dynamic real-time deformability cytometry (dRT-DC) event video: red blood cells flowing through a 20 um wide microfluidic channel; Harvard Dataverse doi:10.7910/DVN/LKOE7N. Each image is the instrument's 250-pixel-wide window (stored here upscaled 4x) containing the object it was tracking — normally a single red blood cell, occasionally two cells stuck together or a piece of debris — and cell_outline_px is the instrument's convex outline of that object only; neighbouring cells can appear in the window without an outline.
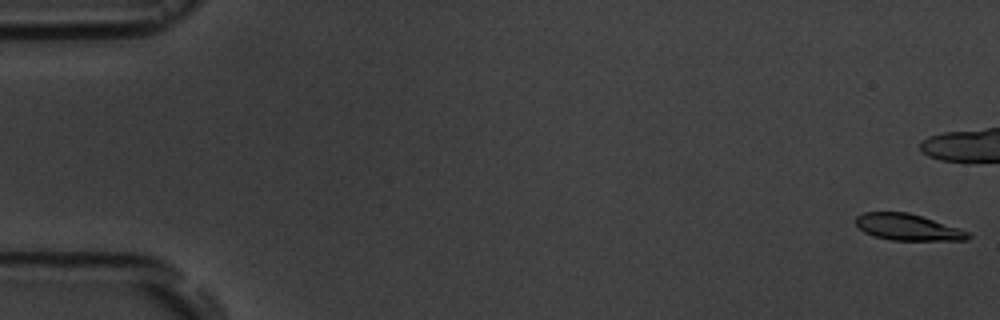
{"species": "common noctule bat (a hibernating species)", "species_latin": "Nyctalus noctula", "temperature_condition": "room temperature", "stored_images_in_passage": 16, "camera_frame_rate_fps": 3000, "um_per_image_px": 0.085, "animal": {"sex": "male", "body_mass_g": 19.5, "forearm_length_mm": 54.6}, "frame": {"image": 1, "passage_image": 1, "time_ms": 0.0, "image_size_px": [1000, 320], "cell_outline_px": [[972, 236], [968, 240], [892, 240], [872, 236], [864, 232], [856, 224], [856, 216], [864, 212], [908, 212], [960, 228], [968, 232]], "centroid_in_image_um": [77.16, 19.31], "position_along_channel_um": 7.8, "area_um2": 17.28}, "authors_computed_cell_mechanics": {"area_um2": 17.6579, "velocity_mm_per_s": 3.655, "shape_relaxation_time_tau1_ms": 3.9119, "shape_relaxation_time_tau2_ms": 8.2667, "deformation_change_tau1": 0.1299, "deformation_change_tau2": 0.1416}}